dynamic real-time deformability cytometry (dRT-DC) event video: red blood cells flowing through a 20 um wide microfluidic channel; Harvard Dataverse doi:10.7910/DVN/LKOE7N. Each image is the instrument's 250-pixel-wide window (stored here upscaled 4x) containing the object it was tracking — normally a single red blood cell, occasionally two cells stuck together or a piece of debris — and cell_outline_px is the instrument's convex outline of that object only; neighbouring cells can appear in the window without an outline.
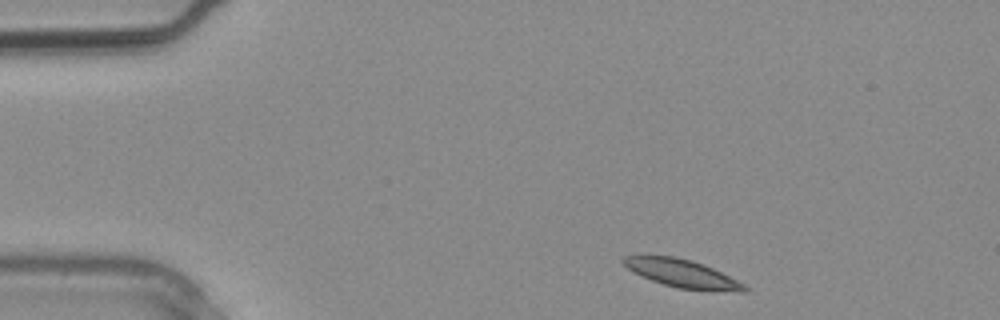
{"species": "common noctule bat (a hibernating species)", "species_latin": "Nyctalus noctula", "temperature_condition": "warm", "stored_images_in_passage": 3, "segment_of_instrument_passage": [1, 2], "camera_frame_rate_fps": 3000, "um_per_image_px": 0.085, "animal": {"sex": "male", "body_mass_g": 20.4}, "frame": {"image": 1, "passage_image": 1, "time_ms": 0.0, "image_size_px": [1000, 320], "cell_outline_px": [[748, 292], [740, 292], [676, 288], [652, 280], [632, 272], [620, 260], [624, 256], [676, 256], [692, 260], [712, 268], [744, 284], [748, 288]], "centroid_in_image_um": [57.97, 23.25], "position_along_channel_um": 27.0, "area_um2": 19.48}}